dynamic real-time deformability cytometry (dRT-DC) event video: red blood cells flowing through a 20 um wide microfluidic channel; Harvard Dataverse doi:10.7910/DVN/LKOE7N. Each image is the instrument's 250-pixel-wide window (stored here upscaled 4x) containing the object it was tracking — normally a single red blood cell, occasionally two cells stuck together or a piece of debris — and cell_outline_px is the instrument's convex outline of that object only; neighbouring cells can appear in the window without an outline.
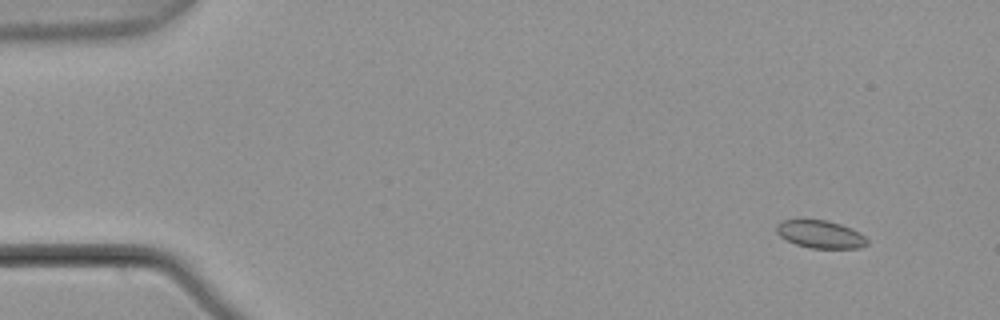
{"species": "common noctule bat (a hibernating species)", "species_latin": "Nyctalus noctula", "temperature_condition": "warm", "stored_images_in_passage": 7, "camera_frame_rate_fps": 3000, "um_per_image_px": 0.085, "animal": {"sex": "male", "body_mass_g": 21.5, "forearm_length_mm": 52.0}, "frame": {"image": 1, "passage_image": 1, "time_ms": 0.0, "image_size_px": [1000, 320], "cell_outline_px": [[868, 244], [860, 248], [808, 248], [796, 244], [780, 236], [776, 232], [776, 224], [784, 220], [828, 220], [852, 228], [860, 232], [868, 240]], "centroid_in_image_um": [69.75, 19.92], "position_along_channel_um": 15.2, "area_um2": 14.68}}
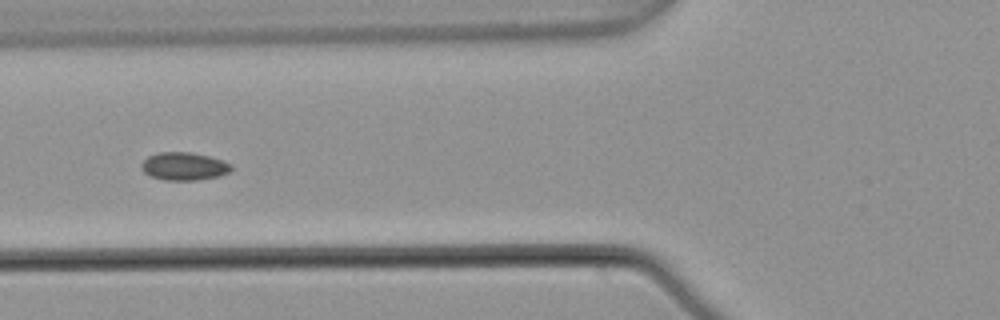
{"frame": {"image": 2, "passage_image": 5, "time_ms": 1.333, "image_size_px": [1000, 320], "cell_outline_px": [[232, 168], [228, 172], [220, 176], [196, 180], [164, 180], [152, 176], [144, 172], [140, 168], [140, 164], [148, 156], [156, 152], [192, 152], [208, 156], [232, 164]], "centroid_in_image_um": [15.61, 14.13], "position_along_channel_um": 110.2, "area_um2": 14.62}}
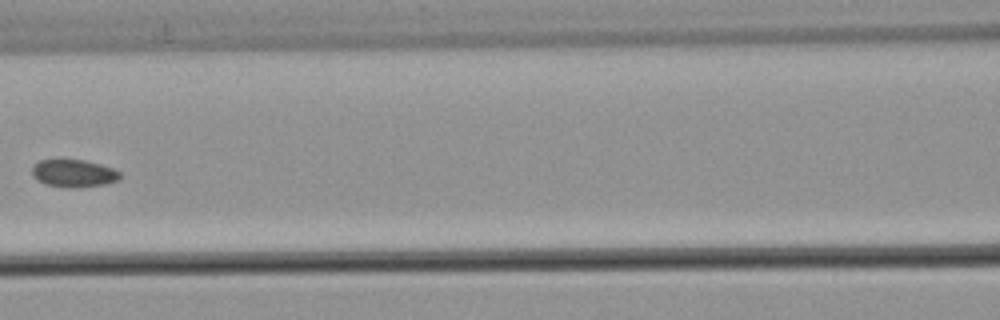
{"frame": {"image": 3, "passage_image": 6, "time_ms": 1.667, "image_size_px": [1000, 320], "cell_outline_px": [[120, 180], [104, 184], [76, 188], [64, 188], [44, 184], [36, 180], [32, 176], [32, 168], [40, 160], [84, 160], [100, 164], [112, 168], [120, 172]], "centroid_in_image_um": [6.25, 14.75], "position_along_channel_um": 160.3, "area_um2": 14.22}}